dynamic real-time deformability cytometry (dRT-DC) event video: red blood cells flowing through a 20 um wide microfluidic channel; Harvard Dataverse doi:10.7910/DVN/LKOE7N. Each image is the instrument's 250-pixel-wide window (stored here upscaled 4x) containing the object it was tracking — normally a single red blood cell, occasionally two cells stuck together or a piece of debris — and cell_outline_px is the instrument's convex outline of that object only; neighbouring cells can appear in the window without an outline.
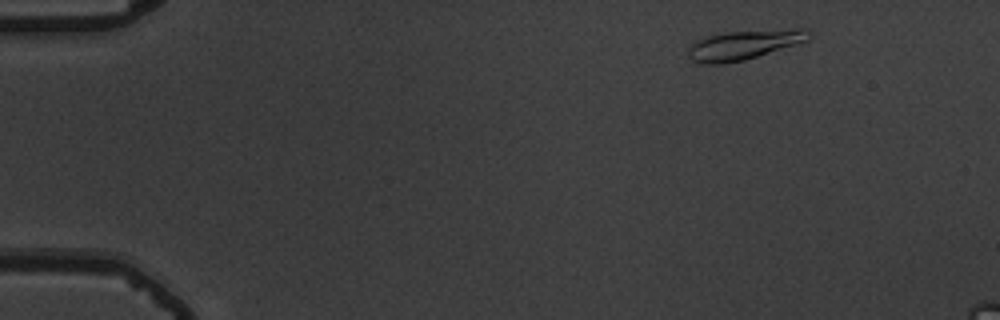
{"species": "common noctule bat (a hibernating species)", "species_latin": "Nyctalus noctula", "temperature_condition": "warm", "stored_images_in_passage": 13, "camera_frame_rate_fps": 3000, "um_per_image_px": 0.085, "animal": {"sex": "male", "body_mass_g": 19.5, "forearm_length_mm": 54.6}, "frame": {"image": 1, "passage_image": 4, "time_ms": 1.0, "image_size_px": [1000, 320], "cell_outline_px": [[812, 36], [808, 40], [796, 44], [744, 60], [720, 64], [704, 64], [692, 60], [688, 56], [688, 48], [692, 44], [708, 36], [728, 32], [792, 28], [808, 28], [812, 32]], "centroid_in_image_um": [63.3, 3.79], "position_along_channel_um": 21.7, "area_um2": 20.63}}